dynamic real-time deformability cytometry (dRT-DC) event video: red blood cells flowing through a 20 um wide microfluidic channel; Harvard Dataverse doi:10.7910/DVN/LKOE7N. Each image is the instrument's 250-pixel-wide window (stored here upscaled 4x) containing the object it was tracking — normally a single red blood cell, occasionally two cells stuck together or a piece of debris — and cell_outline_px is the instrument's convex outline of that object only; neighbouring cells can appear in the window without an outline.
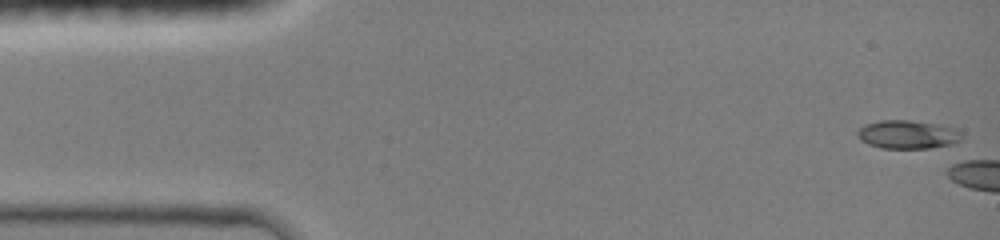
{"species": "common noctule bat (a hibernating species)", "species_latin": "Nyctalus noctula", "temperature_condition": "room temperature", "stored_images_in_passage": 4, "camera_frame_rate_fps": 3000, "um_per_image_px": 0.085, "animal": {"sex": "female", "body_mass_g": 19.0, "forearm_length_mm": 51.5}, "frame": {"image": 1, "passage_image": 1, "time_ms": 0.0, "image_size_px": [1000, 240], "cell_outline_px": [[960, 140], [952, 144], [928, 148], [884, 148], [868, 144], [860, 140], [856, 132], [864, 124], [880, 120], [908, 120], [940, 124], [956, 128], [960, 132]], "centroid_in_image_um": [77.13, 11.42], "position_along_channel_um": 7.9, "area_um2": 17.28}}